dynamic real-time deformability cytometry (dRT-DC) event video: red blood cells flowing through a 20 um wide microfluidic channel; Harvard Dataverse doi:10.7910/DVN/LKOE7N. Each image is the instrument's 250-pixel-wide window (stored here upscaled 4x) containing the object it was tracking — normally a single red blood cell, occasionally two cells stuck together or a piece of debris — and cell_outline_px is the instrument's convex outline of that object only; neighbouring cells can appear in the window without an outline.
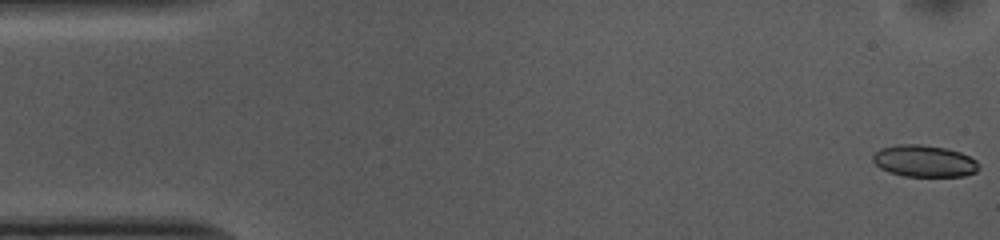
{"species": "common noctule bat (a hibernating species)", "species_latin": "Nyctalus noctula", "temperature_condition": "cold", "stored_images_in_passage": 53, "camera_frame_rate_fps": 3000, "um_per_image_px": 0.085, "animal": {"sex": "female", "body_mass_g": 10.0, "forearm_length_mm": 53.1}, "frame": {"image": 1, "passage_image": 1, "time_ms": 0.0, "image_size_px": [1000, 240], "cell_outline_px": [[980, 168], [976, 172], [964, 176], [904, 176], [888, 172], [880, 168], [872, 160], [872, 156], [880, 148], [896, 144], [920, 144], [944, 148], [960, 152], [976, 160]], "centroid_in_image_um": [78.54, 13.69], "position_along_channel_um": 6.5, "area_um2": 19.65}}
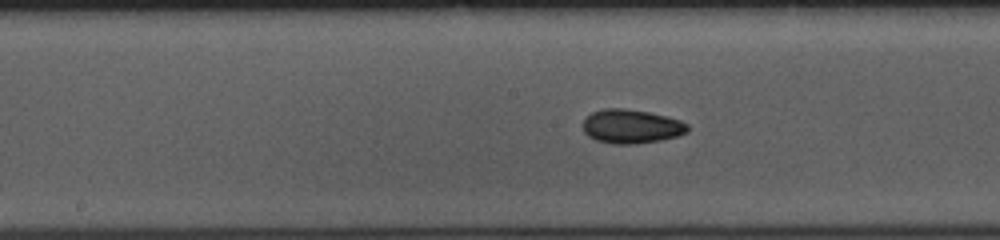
{"frame": {"image": 2, "passage_image": 26, "time_ms": 8.333, "image_size_px": [1000, 240], "cell_outline_px": [[688, 132], [676, 136], [660, 140], [636, 144], [612, 144], [596, 140], [588, 136], [584, 132], [584, 120], [592, 112], [604, 108], [624, 108], [648, 112], [680, 120], [688, 124]], "centroid_in_image_um": [53.65, 10.75], "position_along_channel_um": 194.5, "area_um2": 20.63}}
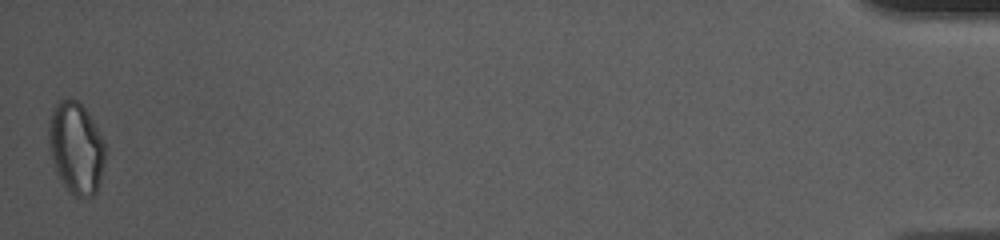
{"frame": {"image": 3, "passage_image": 53, "time_ms": 17.333, "image_size_px": [1000, 240], "cell_outline_px": [[104, 164], [100, 180], [96, 192], [92, 196], [76, 196], [68, 192], [56, 172], [48, 148], [48, 124], [52, 108], [60, 100], [68, 96], [76, 100], [88, 112], [100, 132], [104, 140]], "centroid_in_image_um": [6.44, 12.54], "position_along_channel_um": 428.8, "area_um2": 30.46}, "authors_computed_cell_mechanics": {"area_um2": 20.3456, "velocity_mm_per_s": 3.7037, "shape_relaxation_time_tau1_ms": 3.682, "shape_relaxation_time_tau2_ms": 3.0311, "deformation_change_tau1": 0.0996, "deformation_change_tau2": 0.0787}}